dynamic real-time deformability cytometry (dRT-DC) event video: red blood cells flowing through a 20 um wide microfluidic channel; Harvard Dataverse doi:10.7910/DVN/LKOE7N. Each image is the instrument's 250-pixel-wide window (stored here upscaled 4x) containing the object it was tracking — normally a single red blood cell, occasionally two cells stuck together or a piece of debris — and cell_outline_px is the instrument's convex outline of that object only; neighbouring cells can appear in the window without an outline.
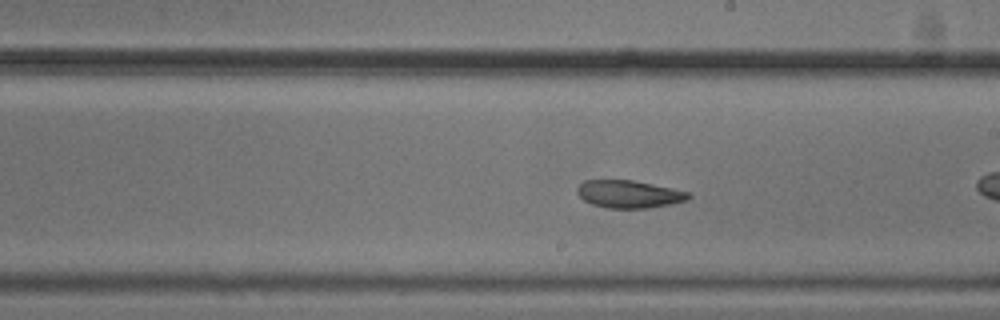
{"species": "common noctule bat (a hibernating species)", "species_latin": "Nyctalus noctula", "temperature_condition": "cold", "stored_images_in_passage": 33, "camera_frame_rate_fps": 3000, "um_per_image_px": 0.085, "animal": {"sex": "male", "body_mass_g": 20.5, "forearm_length_mm": 52.5}, "frame": {"image": 1, "passage_image": 15, "time_ms": 4.667, "image_size_px": [1000, 320], "cell_outline_px": [[692, 196], [688, 200], [672, 204], [648, 208], [608, 208], [592, 204], [584, 200], [576, 192], [576, 188], [584, 180], [632, 180], [652, 184], [688, 192]], "centroid_in_image_um": [53.46, 16.5], "position_along_channel_um": 235.5, "area_um2": 17.86}, "authors_computed_cell_mechanics": {"area_um2": 18.7272, "velocity_mm_per_s": 3.6999, "shape_relaxation_time_tau1_ms": 2.3215, "shape_relaxation_time_tau2_ms": 1.5544, "deformation_change_tau1": 0.0863, "deformation_change_tau2": 0.0689}}